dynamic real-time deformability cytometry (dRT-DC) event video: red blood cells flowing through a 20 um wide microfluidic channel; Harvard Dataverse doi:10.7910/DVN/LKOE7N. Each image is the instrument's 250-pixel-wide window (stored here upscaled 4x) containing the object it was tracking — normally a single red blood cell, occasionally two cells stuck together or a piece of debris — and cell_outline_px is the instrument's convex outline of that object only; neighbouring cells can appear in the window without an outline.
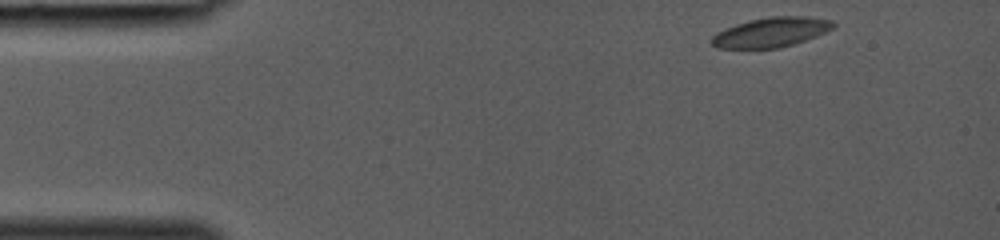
{"species": "common noctule bat (a hibernating species)", "species_latin": "Nyctalus noctula", "temperature_condition": "room temperature", "stored_images_in_passage": 34, "camera_frame_rate_fps": 3000, "um_per_image_px": 0.085, "animal": {"sex": "female", "body_mass_g": 19.0, "forearm_length_mm": 53.3}, "frame": {"image": 1, "passage_image": 1, "time_ms": 0.0, "image_size_px": [1000, 240], "cell_outline_px": [[836, 24], [832, 28], [816, 36], [780, 48], [716, 48], [712, 44], [712, 36], [716, 32], [724, 28], [748, 20], [768, 16], [808, 16], [832, 20]], "centroid_in_image_um": [65.52, 2.73], "position_along_channel_um": 19.5, "area_um2": 21.04}}
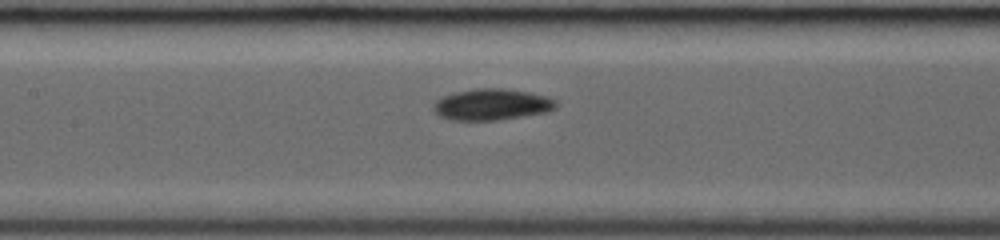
{"frame": {"image": 2, "passage_image": 15, "time_ms": 4.667, "image_size_px": [1000, 240], "cell_outline_px": [[556, 108], [548, 112], [500, 120], [452, 120], [440, 116], [432, 108], [432, 104], [436, 100], [444, 96], [456, 92], [476, 88], [500, 88], [528, 92], [548, 96], [556, 100]], "centroid_in_image_um": [41.82, 8.88], "position_along_channel_um": 165.6, "area_um2": 22.43}}
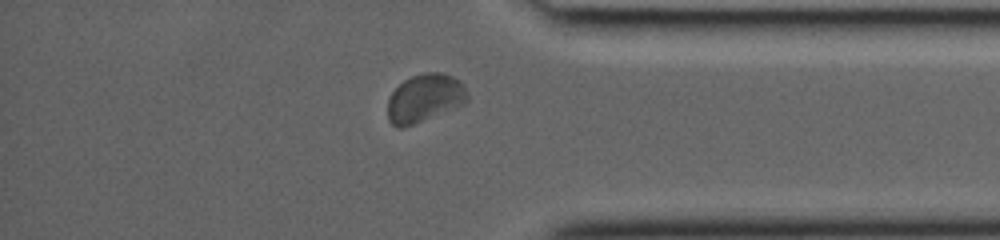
{"frame": {"image": 3, "passage_image": 29, "time_ms": 9.333, "image_size_px": [1000, 240], "cell_outline_px": [[468, 100], [464, 104], [404, 128], [396, 128], [388, 120], [388, 100], [392, 92], [404, 80], [412, 76], [424, 72], [440, 72], [452, 76], [460, 80], [464, 84], [468, 92]], "centroid_in_image_um": [36.11, 8.34], "position_along_channel_um": 399.1, "area_um2": 22.48}}